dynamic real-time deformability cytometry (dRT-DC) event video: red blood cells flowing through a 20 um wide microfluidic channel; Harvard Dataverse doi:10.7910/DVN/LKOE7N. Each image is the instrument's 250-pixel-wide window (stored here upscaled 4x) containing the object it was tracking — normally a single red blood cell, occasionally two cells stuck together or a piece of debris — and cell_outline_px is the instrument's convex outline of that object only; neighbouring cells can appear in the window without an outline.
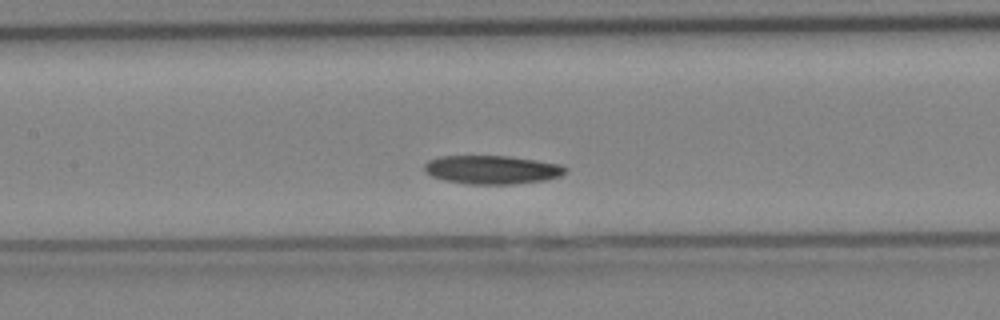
{"species": "Egyptian fruit bat (a non-hibernating species)", "species_latin": "Rousettus aegyptiacus", "temperature_condition": "cold", "stored_images_in_passage": 28, "camera_frame_rate_fps": 3000, "um_per_image_px": 0.085, "animal": {"sex": "female"}, "frame": {"image": 1, "passage_image": 8, "time_ms": 2.333, "image_size_px": [1000, 320], "cell_outline_px": [[568, 172], [560, 176], [544, 180], [516, 184], [468, 184], [444, 180], [432, 176], [424, 172], [424, 164], [428, 160], [440, 156], [508, 156], [560, 164], [568, 168]], "centroid_in_image_um": [41.82, 14.43], "position_along_channel_um": 165.6, "area_um2": 23.58}}